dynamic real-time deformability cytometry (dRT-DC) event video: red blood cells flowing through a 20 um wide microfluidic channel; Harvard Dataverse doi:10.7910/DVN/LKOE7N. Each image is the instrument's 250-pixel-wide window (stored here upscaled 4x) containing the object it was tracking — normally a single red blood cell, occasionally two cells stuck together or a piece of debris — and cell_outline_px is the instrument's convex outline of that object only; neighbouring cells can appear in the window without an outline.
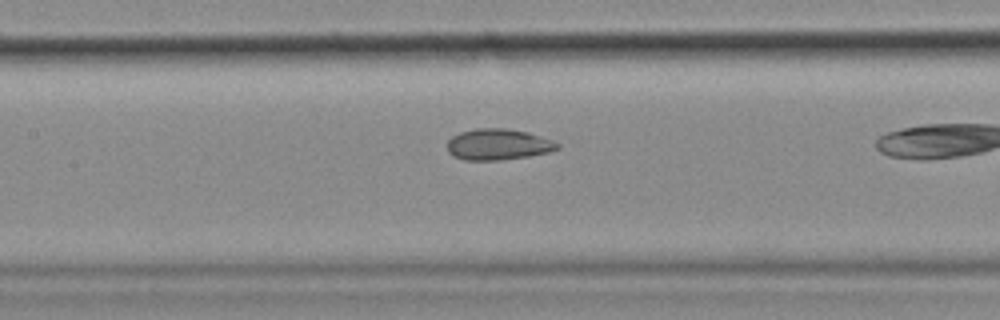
{"species": "common noctule bat (a hibernating species)", "species_latin": "Nyctalus noctula", "temperature_condition": "cold", "stored_images_in_passage": 24, "camera_frame_rate_fps": 3000, "um_per_image_px": 0.085, "animal": {"sex": "female", "body_mass_g": 18.4}, "frame": {"image": 1, "passage_image": 8, "time_ms": 2.333, "image_size_px": [1000, 320], "cell_outline_px": [[560, 148], [548, 152], [528, 156], [500, 160], [464, 160], [452, 156], [448, 152], [448, 140], [452, 136], [460, 132], [476, 128], [504, 128], [528, 132], [552, 140], [560, 144]], "centroid_in_image_um": [42.32, 12.27], "position_along_channel_um": 165.1, "area_um2": 20.0}}